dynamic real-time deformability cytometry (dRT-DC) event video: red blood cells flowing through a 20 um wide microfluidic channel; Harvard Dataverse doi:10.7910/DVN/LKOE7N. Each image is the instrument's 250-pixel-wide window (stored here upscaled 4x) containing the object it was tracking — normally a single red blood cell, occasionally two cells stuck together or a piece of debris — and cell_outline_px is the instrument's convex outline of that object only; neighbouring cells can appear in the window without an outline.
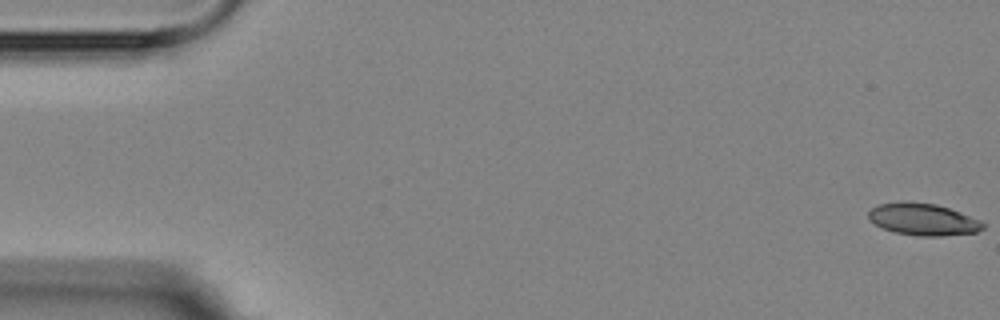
{"species": "Egyptian fruit bat (a non-hibernating species)", "species_latin": "Rousettus aegyptiacus", "temperature_condition": "room temperature", "stored_images_in_passage": 7, "camera_frame_rate_fps": 3000, "um_per_image_px": 0.085, "animal": {"sex": "female"}, "frame": {"image": 1, "passage_image": 1, "time_ms": 0.0, "image_size_px": [1000, 320], "cell_outline_px": [[984, 228], [976, 232], [940, 236], [920, 236], [896, 232], [884, 228], [868, 220], [868, 212], [872, 208], [880, 204], [900, 200], [908, 200], [936, 204], [960, 212], [980, 220], [984, 224]], "centroid_in_image_um": [78.44, 18.62], "position_along_channel_um": 6.6, "area_um2": 21.39}}
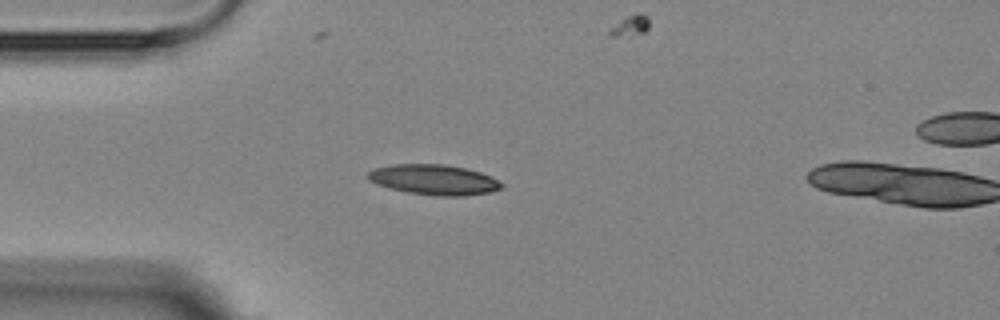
{"frame": {"image": 2, "passage_image": 5, "time_ms": 4.667, "image_size_px": [1000, 320], "cell_outline_px": [[504, 188], [488, 192], [464, 196], [436, 196], [408, 192], [392, 188], [368, 180], [368, 172], [376, 168], [392, 164], [444, 164], [468, 168], [492, 176], [504, 184]], "centroid_in_image_um": [36.96, 15.27], "position_along_channel_um": 48.0, "area_um2": 23.52}}